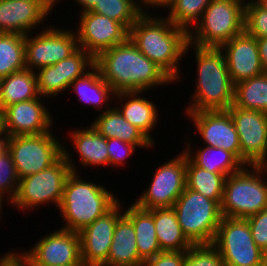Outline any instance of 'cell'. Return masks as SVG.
I'll return each mask as SVG.
<instances>
[{
    "mask_svg": "<svg viewBox=\"0 0 267 266\" xmlns=\"http://www.w3.org/2000/svg\"><path fill=\"white\" fill-rule=\"evenodd\" d=\"M94 65L115 93H146L148 89L150 91L160 85L175 83L158 65L141 53L129 38L124 43L101 52L94 59Z\"/></svg>",
    "mask_w": 267,
    "mask_h": 266,
    "instance_id": "cell-1",
    "label": "cell"
},
{
    "mask_svg": "<svg viewBox=\"0 0 267 266\" xmlns=\"http://www.w3.org/2000/svg\"><path fill=\"white\" fill-rule=\"evenodd\" d=\"M153 16L142 14L129 29V39L176 82L180 80L178 65L187 54L188 32L175 26L166 16Z\"/></svg>",
    "mask_w": 267,
    "mask_h": 266,
    "instance_id": "cell-2",
    "label": "cell"
},
{
    "mask_svg": "<svg viewBox=\"0 0 267 266\" xmlns=\"http://www.w3.org/2000/svg\"><path fill=\"white\" fill-rule=\"evenodd\" d=\"M195 51V92L185 112L228 110L234 104L235 85L229 76L225 55L220 47H203L188 41L185 51Z\"/></svg>",
    "mask_w": 267,
    "mask_h": 266,
    "instance_id": "cell-3",
    "label": "cell"
},
{
    "mask_svg": "<svg viewBox=\"0 0 267 266\" xmlns=\"http://www.w3.org/2000/svg\"><path fill=\"white\" fill-rule=\"evenodd\" d=\"M71 172L63 190V196L57 210L61 213V228L80 232L112 209L120 200L105 186L89 182Z\"/></svg>",
    "mask_w": 267,
    "mask_h": 266,
    "instance_id": "cell-4",
    "label": "cell"
},
{
    "mask_svg": "<svg viewBox=\"0 0 267 266\" xmlns=\"http://www.w3.org/2000/svg\"><path fill=\"white\" fill-rule=\"evenodd\" d=\"M66 149L63 144V156L51 167L19 179L16 196L10 203L12 207L28 213L49 203L58 209L67 178L71 172L79 171L70 150Z\"/></svg>",
    "mask_w": 267,
    "mask_h": 266,
    "instance_id": "cell-5",
    "label": "cell"
},
{
    "mask_svg": "<svg viewBox=\"0 0 267 266\" xmlns=\"http://www.w3.org/2000/svg\"><path fill=\"white\" fill-rule=\"evenodd\" d=\"M264 209H267V182L258 165L244 166L226 177L220 204L222 217L247 219Z\"/></svg>",
    "mask_w": 267,
    "mask_h": 266,
    "instance_id": "cell-6",
    "label": "cell"
},
{
    "mask_svg": "<svg viewBox=\"0 0 267 266\" xmlns=\"http://www.w3.org/2000/svg\"><path fill=\"white\" fill-rule=\"evenodd\" d=\"M245 4L244 0H212L188 33L189 42L203 47H221L244 32Z\"/></svg>",
    "mask_w": 267,
    "mask_h": 266,
    "instance_id": "cell-7",
    "label": "cell"
},
{
    "mask_svg": "<svg viewBox=\"0 0 267 266\" xmlns=\"http://www.w3.org/2000/svg\"><path fill=\"white\" fill-rule=\"evenodd\" d=\"M186 238L193 244H213L222 215L220 205L187 186L173 205Z\"/></svg>",
    "mask_w": 267,
    "mask_h": 266,
    "instance_id": "cell-8",
    "label": "cell"
},
{
    "mask_svg": "<svg viewBox=\"0 0 267 266\" xmlns=\"http://www.w3.org/2000/svg\"><path fill=\"white\" fill-rule=\"evenodd\" d=\"M61 143L51 131L8 137L7 150L11 154L18 178L36 174L55 164L63 156Z\"/></svg>",
    "mask_w": 267,
    "mask_h": 266,
    "instance_id": "cell-9",
    "label": "cell"
},
{
    "mask_svg": "<svg viewBox=\"0 0 267 266\" xmlns=\"http://www.w3.org/2000/svg\"><path fill=\"white\" fill-rule=\"evenodd\" d=\"M213 245L226 266H263V251L255 244L246 219L222 217Z\"/></svg>",
    "mask_w": 267,
    "mask_h": 266,
    "instance_id": "cell-10",
    "label": "cell"
},
{
    "mask_svg": "<svg viewBox=\"0 0 267 266\" xmlns=\"http://www.w3.org/2000/svg\"><path fill=\"white\" fill-rule=\"evenodd\" d=\"M40 33L25 35V68L37 70L68 58L79 49L76 32L51 26Z\"/></svg>",
    "mask_w": 267,
    "mask_h": 266,
    "instance_id": "cell-11",
    "label": "cell"
},
{
    "mask_svg": "<svg viewBox=\"0 0 267 266\" xmlns=\"http://www.w3.org/2000/svg\"><path fill=\"white\" fill-rule=\"evenodd\" d=\"M186 163L187 156L182 151L175 158L160 165L155 170L149 186L134 203L146 210L173 207L186 188Z\"/></svg>",
    "mask_w": 267,
    "mask_h": 266,
    "instance_id": "cell-12",
    "label": "cell"
},
{
    "mask_svg": "<svg viewBox=\"0 0 267 266\" xmlns=\"http://www.w3.org/2000/svg\"><path fill=\"white\" fill-rule=\"evenodd\" d=\"M30 266H75L82 263L78 232L59 228L21 253Z\"/></svg>",
    "mask_w": 267,
    "mask_h": 266,
    "instance_id": "cell-13",
    "label": "cell"
},
{
    "mask_svg": "<svg viewBox=\"0 0 267 266\" xmlns=\"http://www.w3.org/2000/svg\"><path fill=\"white\" fill-rule=\"evenodd\" d=\"M227 111L239 136L241 162L245 166L259 165L267 158V114L234 104Z\"/></svg>",
    "mask_w": 267,
    "mask_h": 266,
    "instance_id": "cell-14",
    "label": "cell"
},
{
    "mask_svg": "<svg viewBox=\"0 0 267 266\" xmlns=\"http://www.w3.org/2000/svg\"><path fill=\"white\" fill-rule=\"evenodd\" d=\"M76 32L79 48L84 49L94 59L103 51L129 38V30L120 22L106 16L86 11L79 14Z\"/></svg>",
    "mask_w": 267,
    "mask_h": 266,
    "instance_id": "cell-15",
    "label": "cell"
},
{
    "mask_svg": "<svg viewBox=\"0 0 267 266\" xmlns=\"http://www.w3.org/2000/svg\"><path fill=\"white\" fill-rule=\"evenodd\" d=\"M41 96L17 102L0 113L1 131L7 136L38 135L47 133L54 124L49 108Z\"/></svg>",
    "mask_w": 267,
    "mask_h": 266,
    "instance_id": "cell-16",
    "label": "cell"
},
{
    "mask_svg": "<svg viewBox=\"0 0 267 266\" xmlns=\"http://www.w3.org/2000/svg\"><path fill=\"white\" fill-rule=\"evenodd\" d=\"M94 66V58L84 49L79 48L75 53L60 62L37 70V88L39 96L56 97L69 89L70 84L83 76Z\"/></svg>",
    "mask_w": 267,
    "mask_h": 266,
    "instance_id": "cell-17",
    "label": "cell"
},
{
    "mask_svg": "<svg viewBox=\"0 0 267 266\" xmlns=\"http://www.w3.org/2000/svg\"><path fill=\"white\" fill-rule=\"evenodd\" d=\"M118 202L103 216L79 232L81 259L86 266H103L107 262L117 220L124 214Z\"/></svg>",
    "mask_w": 267,
    "mask_h": 266,
    "instance_id": "cell-18",
    "label": "cell"
},
{
    "mask_svg": "<svg viewBox=\"0 0 267 266\" xmlns=\"http://www.w3.org/2000/svg\"><path fill=\"white\" fill-rule=\"evenodd\" d=\"M206 146L233 153L241 161L239 136L227 110L185 112ZM189 115V116H188Z\"/></svg>",
    "mask_w": 267,
    "mask_h": 266,
    "instance_id": "cell-19",
    "label": "cell"
},
{
    "mask_svg": "<svg viewBox=\"0 0 267 266\" xmlns=\"http://www.w3.org/2000/svg\"><path fill=\"white\" fill-rule=\"evenodd\" d=\"M54 6V0H0V33L30 34Z\"/></svg>",
    "mask_w": 267,
    "mask_h": 266,
    "instance_id": "cell-20",
    "label": "cell"
},
{
    "mask_svg": "<svg viewBox=\"0 0 267 266\" xmlns=\"http://www.w3.org/2000/svg\"><path fill=\"white\" fill-rule=\"evenodd\" d=\"M220 48L225 55L229 76L234 85L265 72L259 56L257 38L245 31Z\"/></svg>",
    "mask_w": 267,
    "mask_h": 266,
    "instance_id": "cell-21",
    "label": "cell"
},
{
    "mask_svg": "<svg viewBox=\"0 0 267 266\" xmlns=\"http://www.w3.org/2000/svg\"><path fill=\"white\" fill-rule=\"evenodd\" d=\"M112 107L107 106L99 113L91 123L94 129L106 139L116 137L140 149H152L154 144L136 126L129 123L116 107Z\"/></svg>",
    "mask_w": 267,
    "mask_h": 266,
    "instance_id": "cell-22",
    "label": "cell"
},
{
    "mask_svg": "<svg viewBox=\"0 0 267 266\" xmlns=\"http://www.w3.org/2000/svg\"><path fill=\"white\" fill-rule=\"evenodd\" d=\"M143 92L115 93L116 101H124L123 106L115 105L122 116L132 125L136 126L153 144L154 137L150 134L158 120V110L153 102L142 96ZM142 96V97H141ZM121 99V100H119Z\"/></svg>",
    "mask_w": 267,
    "mask_h": 266,
    "instance_id": "cell-23",
    "label": "cell"
},
{
    "mask_svg": "<svg viewBox=\"0 0 267 266\" xmlns=\"http://www.w3.org/2000/svg\"><path fill=\"white\" fill-rule=\"evenodd\" d=\"M132 221L123 214L114 228L107 262L103 266H141Z\"/></svg>",
    "mask_w": 267,
    "mask_h": 266,
    "instance_id": "cell-24",
    "label": "cell"
},
{
    "mask_svg": "<svg viewBox=\"0 0 267 266\" xmlns=\"http://www.w3.org/2000/svg\"><path fill=\"white\" fill-rule=\"evenodd\" d=\"M69 139L78 153L80 166H109L107 139L99 134L92 125L71 131ZM91 165V166H90Z\"/></svg>",
    "mask_w": 267,
    "mask_h": 266,
    "instance_id": "cell-25",
    "label": "cell"
},
{
    "mask_svg": "<svg viewBox=\"0 0 267 266\" xmlns=\"http://www.w3.org/2000/svg\"><path fill=\"white\" fill-rule=\"evenodd\" d=\"M161 251H187L193 244L184 235L173 207L149 210Z\"/></svg>",
    "mask_w": 267,
    "mask_h": 266,
    "instance_id": "cell-26",
    "label": "cell"
},
{
    "mask_svg": "<svg viewBox=\"0 0 267 266\" xmlns=\"http://www.w3.org/2000/svg\"><path fill=\"white\" fill-rule=\"evenodd\" d=\"M183 152L196 165L211 173L223 174L226 177L238 172L245 165L231 152L219 147L206 146L192 152L191 143Z\"/></svg>",
    "mask_w": 267,
    "mask_h": 266,
    "instance_id": "cell-27",
    "label": "cell"
},
{
    "mask_svg": "<svg viewBox=\"0 0 267 266\" xmlns=\"http://www.w3.org/2000/svg\"><path fill=\"white\" fill-rule=\"evenodd\" d=\"M69 88L79 97H77L79 102L92 105L90 107H95L98 110L103 108V105L109 107L111 105L109 102L115 100V92L101 77V73L95 65L83 76L76 78Z\"/></svg>",
    "mask_w": 267,
    "mask_h": 266,
    "instance_id": "cell-28",
    "label": "cell"
},
{
    "mask_svg": "<svg viewBox=\"0 0 267 266\" xmlns=\"http://www.w3.org/2000/svg\"><path fill=\"white\" fill-rule=\"evenodd\" d=\"M39 97L37 77L34 71L23 69L14 72L1 81L0 113L17 102L28 101Z\"/></svg>",
    "mask_w": 267,
    "mask_h": 266,
    "instance_id": "cell-29",
    "label": "cell"
},
{
    "mask_svg": "<svg viewBox=\"0 0 267 266\" xmlns=\"http://www.w3.org/2000/svg\"><path fill=\"white\" fill-rule=\"evenodd\" d=\"M123 211L132 221L139 257L145 260L159 254L161 249L157 240V234L155 233L152 213L149 210L138 207L135 203H132Z\"/></svg>",
    "mask_w": 267,
    "mask_h": 266,
    "instance_id": "cell-30",
    "label": "cell"
},
{
    "mask_svg": "<svg viewBox=\"0 0 267 266\" xmlns=\"http://www.w3.org/2000/svg\"><path fill=\"white\" fill-rule=\"evenodd\" d=\"M226 176L211 173L196 166L188 157L186 163V186L203 196L215 200L219 205L222 202Z\"/></svg>",
    "mask_w": 267,
    "mask_h": 266,
    "instance_id": "cell-31",
    "label": "cell"
},
{
    "mask_svg": "<svg viewBox=\"0 0 267 266\" xmlns=\"http://www.w3.org/2000/svg\"><path fill=\"white\" fill-rule=\"evenodd\" d=\"M234 105L267 114V72L235 85Z\"/></svg>",
    "mask_w": 267,
    "mask_h": 266,
    "instance_id": "cell-32",
    "label": "cell"
},
{
    "mask_svg": "<svg viewBox=\"0 0 267 266\" xmlns=\"http://www.w3.org/2000/svg\"><path fill=\"white\" fill-rule=\"evenodd\" d=\"M25 69V36L0 33V77Z\"/></svg>",
    "mask_w": 267,
    "mask_h": 266,
    "instance_id": "cell-33",
    "label": "cell"
},
{
    "mask_svg": "<svg viewBox=\"0 0 267 266\" xmlns=\"http://www.w3.org/2000/svg\"><path fill=\"white\" fill-rule=\"evenodd\" d=\"M212 0H173L166 17L175 26L188 33L202 18L203 12Z\"/></svg>",
    "mask_w": 267,
    "mask_h": 266,
    "instance_id": "cell-34",
    "label": "cell"
},
{
    "mask_svg": "<svg viewBox=\"0 0 267 266\" xmlns=\"http://www.w3.org/2000/svg\"><path fill=\"white\" fill-rule=\"evenodd\" d=\"M137 0H99L90 12H94L122 23L128 30L142 15Z\"/></svg>",
    "mask_w": 267,
    "mask_h": 266,
    "instance_id": "cell-35",
    "label": "cell"
},
{
    "mask_svg": "<svg viewBox=\"0 0 267 266\" xmlns=\"http://www.w3.org/2000/svg\"><path fill=\"white\" fill-rule=\"evenodd\" d=\"M244 31L255 38L267 37V2L265 0L246 2Z\"/></svg>",
    "mask_w": 267,
    "mask_h": 266,
    "instance_id": "cell-36",
    "label": "cell"
},
{
    "mask_svg": "<svg viewBox=\"0 0 267 266\" xmlns=\"http://www.w3.org/2000/svg\"><path fill=\"white\" fill-rule=\"evenodd\" d=\"M183 266H226L213 244L192 245L185 251Z\"/></svg>",
    "mask_w": 267,
    "mask_h": 266,
    "instance_id": "cell-37",
    "label": "cell"
},
{
    "mask_svg": "<svg viewBox=\"0 0 267 266\" xmlns=\"http://www.w3.org/2000/svg\"><path fill=\"white\" fill-rule=\"evenodd\" d=\"M19 178L16 173L11 154L5 150L0 155V195L5 196L8 203L15 198L18 190ZM8 198V199H7Z\"/></svg>",
    "mask_w": 267,
    "mask_h": 266,
    "instance_id": "cell-38",
    "label": "cell"
},
{
    "mask_svg": "<svg viewBox=\"0 0 267 266\" xmlns=\"http://www.w3.org/2000/svg\"><path fill=\"white\" fill-rule=\"evenodd\" d=\"M136 145L122 141L118 138L107 139V151L109 156V167L124 166V161L133 155Z\"/></svg>",
    "mask_w": 267,
    "mask_h": 266,
    "instance_id": "cell-39",
    "label": "cell"
},
{
    "mask_svg": "<svg viewBox=\"0 0 267 266\" xmlns=\"http://www.w3.org/2000/svg\"><path fill=\"white\" fill-rule=\"evenodd\" d=\"M250 226L255 244L263 251H267V209L246 219Z\"/></svg>",
    "mask_w": 267,
    "mask_h": 266,
    "instance_id": "cell-40",
    "label": "cell"
},
{
    "mask_svg": "<svg viewBox=\"0 0 267 266\" xmlns=\"http://www.w3.org/2000/svg\"><path fill=\"white\" fill-rule=\"evenodd\" d=\"M185 251H161L152 258L143 260L141 266H183Z\"/></svg>",
    "mask_w": 267,
    "mask_h": 266,
    "instance_id": "cell-41",
    "label": "cell"
},
{
    "mask_svg": "<svg viewBox=\"0 0 267 266\" xmlns=\"http://www.w3.org/2000/svg\"><path fill=\"white\" fill-rule=\"evenodd\" d=\"M0 257V266H30L29 261L21 252L8 251Z\"/></svg>",
    "mask_w": 267,
    "mask_h": 266,
    "instance_id": "cell-42",
    "label": "cell"
},
{
    "mask_svg": "<svg viewBox=\"0 0 267 266\" xmlns=\"http://www.w3.org/2000/svg\"><path fill=\"white\" fill-rule=\"evenodd\" d=\"M137 3V6L139 8V11L141 12V14H150L148 13V9L147 7L149 8H170L172 3H173V0H138ZM145 6V7H143ZM147 9V10H146ZM146 10V11H145Z\"/></svg>",
    "mask_w": 267,
    "mask_h": 266,
    "instance_id": "cell-43",
    "label": "cell"
},
{
    "mask_svg": "<svg viewBox=\"0 0 267 266\" xmlns=\"http://www.w3.org/2000/svg\"><path fill=\"white\" fill-rule=\"evenodd\" d=\"M257 45L262 68L267 72V37L257 38Z\"/></svg>",
    "mask_w": 267,
    "mask_h": 266,
    "instance_id": "cell-44",
    "label": "cell"
},
{
    "mask_svg": "<svg viewBox=\"0 0 267 266\" xmlns=\"http://www.w3.org/2000/svg\"><path fill=\"white\" fill-rule=\"evenodd\" d=\"M57 1L59 0H54V3L58 5ZM74 1H76L75 3H78V5L81 6L82 9H80L81 10L80 13H82L90 11L94 7L96 2H98L99 0H74Z\"/></svg>",
    "mask_w": 267,
    "mask_h": 266,
    "instance_id": "cell-45",
    "label": "cell"
},
{
    "mask_svg": "<svg viewBox=\"0 0 267 266\" xmlns=\"http://www.w3.org/2000/svg\"><path fill=\"white\" fill-rule=\"evenodd\" d=\"M8 137L0 130V155L7 150Z\"/></svg>",
    "mask_w": 267,
    "mask_h": 266,
    "instance_id": "cell-46",
    "label": "cell"
},
{
    "mask_svg": "<svg viewBox=\"0 0 267 266\" xmlns=\"http://www.w3.org/2000/svg\"><path fill=\"white\" fill-rule=\"evenodd\" d=\"M258 166L263 171L267 179V158L264 161H262Z\"/></svg>",
    "mask_w": 267,
    "mask_h": 266,
    "instance_id": "cell-47",
    "label": "cell"
},
{
    "mask_svg": "<svg viewBox=\"0 0 267 266\" xmlns=\"http://www.w3.org/2000/svg\"><path fill=\"white\" fill-rule=\"evenodd\" d=\"M263 266H267V251L263 253Z\"/></svg>",
    "mask_w": 267,
    "mask_h": 266,
    "instance_id": "cell-48",
    "label": "cell"
},
{
    "mask_svg": "<svg viewBox=\"0 0 267 266\" xmlns=\"http://www.w3.org/2000/svg\"><path fill=\"white\" fill-rule=\"evenodd\" d=\"M3 199H4L3 196L0 195V217H1V214H2L1 213L2 212V207H3L2 204H3L4 201H6V200H3Z\"/></svg>",
    "mask_w": 267,
    "mask_h": 266,
    "instance_id": "cell-49",
    "label": "cell"
},
{
    "mask_svg": "<svg viewBox=\"0 0 267 266\" xmlns=\"http://www.w3.org/2000/svg\"><path fill=\"white\" fill-rule=\"evenodd\" d=\"M75 266H86V265L82 262L81 264Z\"/></svg>",
    "mask_w": 267,
    "mask_h": 266,
    "instance_id": "cell-50",
    "label": "cell"
},
{
    "mask_svg": "<svg viewBox=\"0 0 267 266\" xmlns=\"http://www.w3.org/2000/svg\"><path fill=\"white\" fill-rule=\"evenodd\" d=\"M1 81H2V78L0 77V91H1Z\"/></svg>",
    "mask_w": 267,
    "mask_h": 266,
    "instance_id": "cell-51",
    "label": "cell"
}]
</instances>
